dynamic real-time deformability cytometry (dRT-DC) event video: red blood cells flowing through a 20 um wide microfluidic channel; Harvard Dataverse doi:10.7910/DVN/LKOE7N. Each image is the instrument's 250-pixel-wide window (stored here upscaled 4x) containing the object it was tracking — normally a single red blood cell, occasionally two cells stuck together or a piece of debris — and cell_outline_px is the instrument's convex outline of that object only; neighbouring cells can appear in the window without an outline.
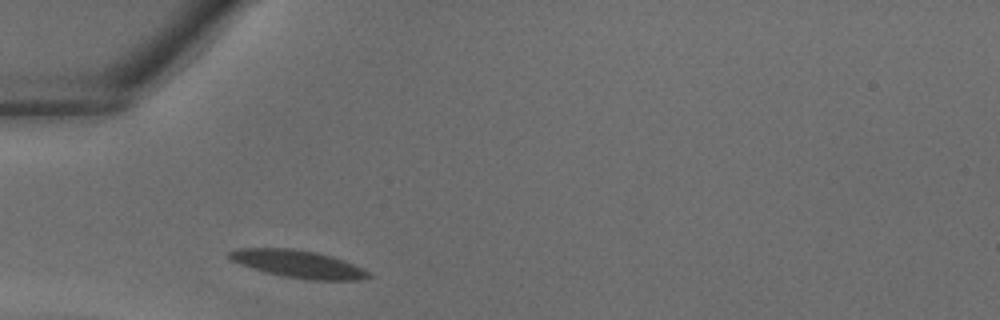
{"species": "common noctule bat (a hibernating species)", "species_latin": "Nyctalus noctula", "temperature_condition": "warm", "stored_images_in_passage": 23, "camera_frame_rate_fps": 3000, "um_per_image_px": 0.085, "animal": {"sex": "male", "body_mass_g": 18.8}, "frame": {"image": 1, "passage_image": 1, "time_ms": 0.0, "image_size_px": [1000, 320], "cell_outline_px": [[372, 276], [360, 280], [308, 280], [280, 276], [252, 268], [240, 264], [224, 256], [224, 252], [236, 248], [292, 248], [316, 252], [332, 256], [344, 260], [368, 272]], "centroid_in_image_um": [25.25, 22.43], "position_along_channel_um": 59.7, "area_um2": 22.54}}
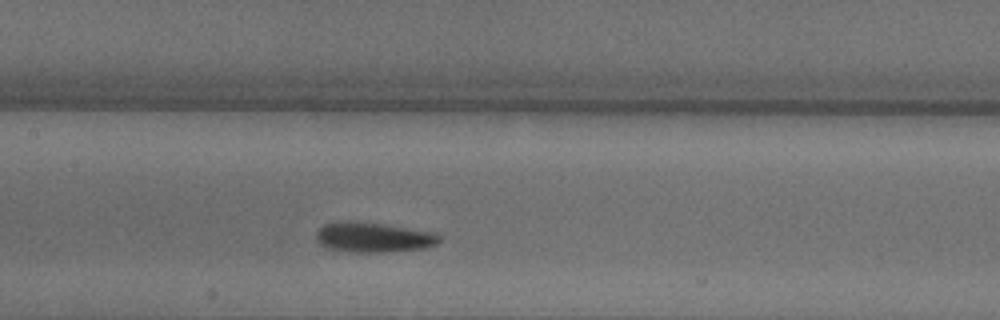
{"frame": {"image": 2, "passage_image": 8, "time_ms": 2.333, "image_size_px": [1000, 320], "cell_outline_px": [[440, 240], [436, 244], [424, 248], [392, 252], [356, 252], [324, 248], [316, 240], [316, 232], [324, 224], [348, 220], [352, 220], [384, 224], [432, 232], [440, 236]], "centroid_in_image_um": [31.7, 20.17], "position_along_channel_um": 175.7, "area_um2": 21.62}}
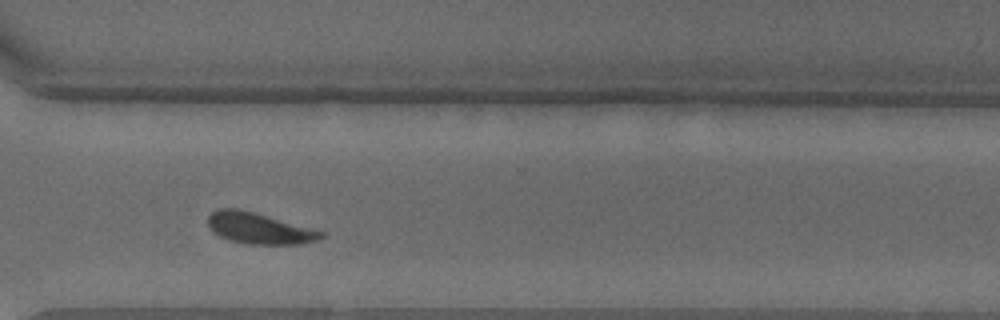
{"frame": {"image": 3, "passage_image": 18, "time_ms": 5.667, "image_size_px": [1000, 320], "cell_outline_px": [[324, 236], [316, 240], [300, 244], [248, 244], [232, 240], [220, 236], [208, 224], [208, 216], [212, 212], [220, 208], [236, 208], [252, 212], [324, 232]], "centroid_in_image_um": [22.01, 19.41], "position_along_channel_um": 348.6, "area_um2": 19.83}}